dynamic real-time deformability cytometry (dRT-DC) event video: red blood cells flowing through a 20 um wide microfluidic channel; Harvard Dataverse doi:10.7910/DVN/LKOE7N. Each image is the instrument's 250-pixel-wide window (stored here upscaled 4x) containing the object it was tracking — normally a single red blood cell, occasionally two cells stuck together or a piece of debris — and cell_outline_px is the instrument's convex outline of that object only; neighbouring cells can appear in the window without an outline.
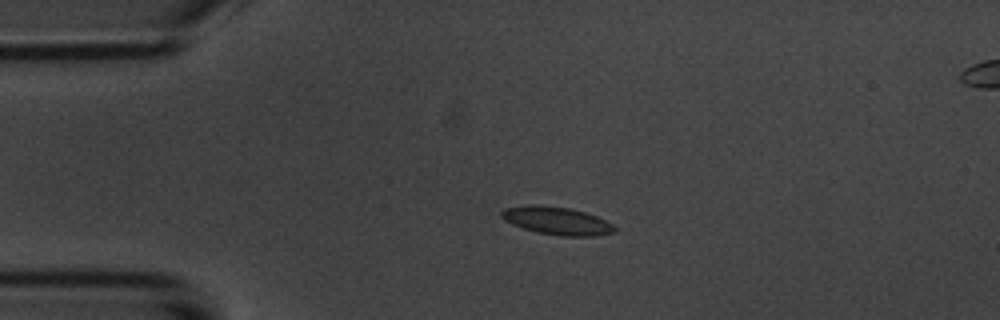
{"species": "common noctule bat (a hibernating species)", "species_latin": "Nyctalus noctula", "temperature_condition": "room temperature", "stored_images_in_passage": 4, "camera_frame_rate_fps": 3000, "um_per_image_px": 0.085, "animal": {"sex": "male", "body_mass_g": 20.1, "forearm_length_mm": 53.5}, "frame": {"image": 1, "passage_image": 2, "time_ms": 1.0, "image_size_px": [1000, 320], "cell_outline_px": [[616, 232], [596, 236], [560, 236], [536, 232], [512, 224], [504, 220], [500, 216], [500, 212], [504, 208], [528, 204], [568, 208], [584, 212], [596, 216], [612, 224], [616, 228]], "centroid_in_image_um": [47.31, 18.77], "position_along_channel_um": 37.7, "area_um2": 18.32}}